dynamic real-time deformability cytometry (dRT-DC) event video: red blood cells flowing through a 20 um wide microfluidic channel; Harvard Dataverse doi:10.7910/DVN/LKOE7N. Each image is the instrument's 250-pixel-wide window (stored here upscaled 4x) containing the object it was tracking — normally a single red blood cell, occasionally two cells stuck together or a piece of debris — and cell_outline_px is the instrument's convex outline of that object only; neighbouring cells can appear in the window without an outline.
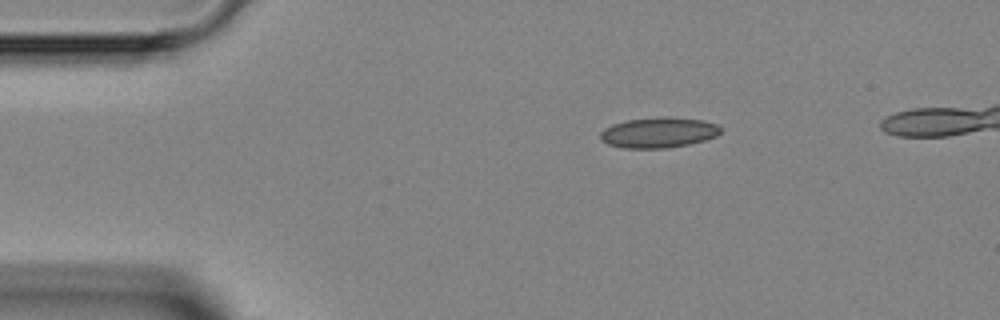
{"species": "Egyptian fruit bat (a non-hibernating species)", "species_latin": "Rousettus aegyptiacus", "temperature_condition": "room temperature", "stored_images_in_passage": 2, "camera_frame_rate_fps": 3000, "um_per_image_px": 0.085, "animal": {"sex": "female"}, "frame": {"image": 1, "passage_image": 2, "time_ms": 1.333, "image_size_px": [1000, 320], "cell_outline_px": [[720, 132], [716, 136], [704, 140], [688, 144], [664, 148], [624, 148], [608, 144], [600, 140], [600, 132], [604, 128], [612, 124], [628, 120], [664, 116], [668, 116], [704, 120], [716, 124], [720, 128]], "centroid_in_image_um": [55.95, 11.26], "position_along_channel_um": 29.0, "area_um2": 21.33}}